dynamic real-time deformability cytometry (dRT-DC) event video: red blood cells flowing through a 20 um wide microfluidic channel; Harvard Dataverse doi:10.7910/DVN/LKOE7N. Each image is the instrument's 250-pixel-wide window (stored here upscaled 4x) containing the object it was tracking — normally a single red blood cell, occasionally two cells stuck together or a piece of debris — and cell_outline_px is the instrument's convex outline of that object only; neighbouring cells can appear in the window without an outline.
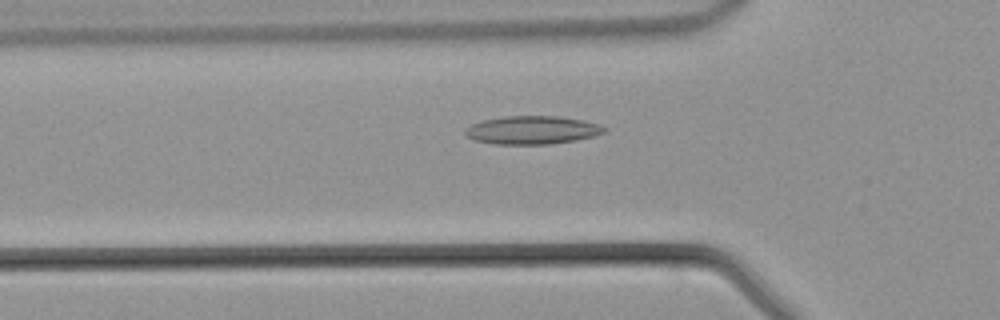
{"species": "common noctule bat (a hibernating species)", "species_latin": "Nyctalus noctula", "temperature_condition": "warm", "stored_images_in_passage": 40, "camera_frame_rate_fps": 3000, "um_per_image_px": 0.085, "animal": {"sex": "male", "body_mass_g": 21.5, "forearm_length_mm": 52.0}, "frame": {"image": 1, "passage_image": 14, "time_ms": 4.333, "image_size_px": [1000, 320], "cell_outline_px": [[608, 128], [604, 132], [592, 136], [576, 140], [548, 144], [496, 144], [472, 140], [464, 132], [464, 128], [472, 124], [484, 120], [504, 116], [560, 116], [584, 120], [600, 124]], "centroid_in_image_um": [45.24, 11.05], "position_along_channel_um": 80.6, "area_um2": 22.95}}
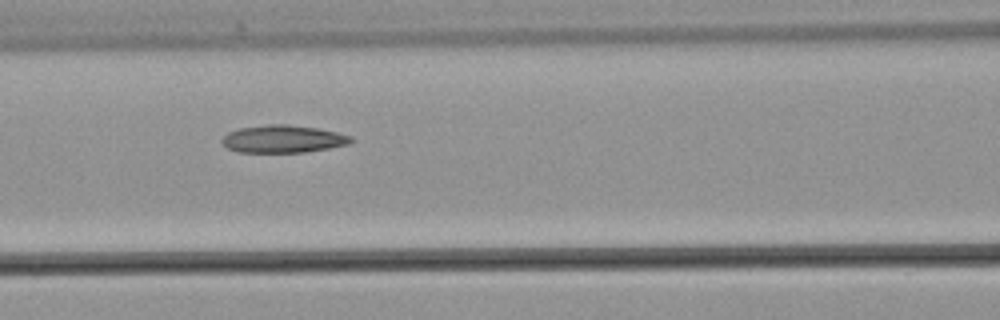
{"frame": {"image": 2, "passage_image": 18, "time_ms": 5.667, "image_size_px": [1000, 320], "cell_outline_px": [[352, 140], [348, 144], [328, 148], [304, 152], [236, 152], [228, 148], [220, 140], [228, 132], [240, 128], [268, 124], [288, 124], [316, 128], [336, 132], [352, 136]], "centroid_in_image_um": [24.03, 11.81], "position_along_channel_um": 142.6, "area_um2": 20.58}}
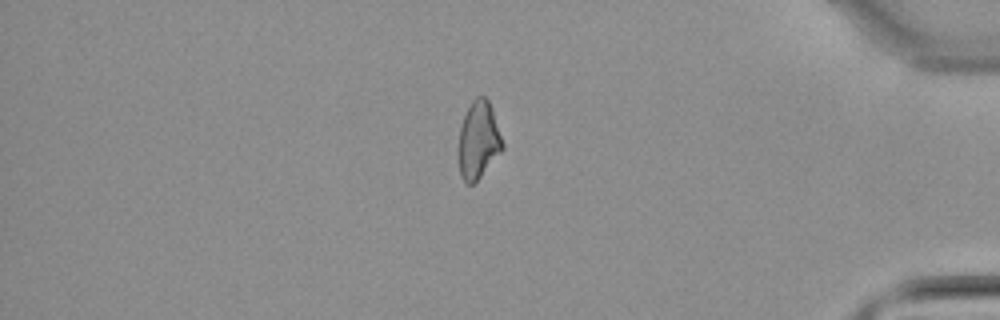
{"frame": {"image": 3, "passage_image": 37, "time_ms": 12.0, "image_size_px": [1000, 320], "cell_outline_px": [[504, 148], [480, 176], [472, 184], [464, 184], [460, 176], [456, 152], [460, 124], [472, 100], [476, 96], [484, 96], [488, 100], [492, 108], [504, 144]], "centroid_in_image_um": [40.62, 11.93], "position_along_channel_um": 394.6, "area_um2": 20.23}}